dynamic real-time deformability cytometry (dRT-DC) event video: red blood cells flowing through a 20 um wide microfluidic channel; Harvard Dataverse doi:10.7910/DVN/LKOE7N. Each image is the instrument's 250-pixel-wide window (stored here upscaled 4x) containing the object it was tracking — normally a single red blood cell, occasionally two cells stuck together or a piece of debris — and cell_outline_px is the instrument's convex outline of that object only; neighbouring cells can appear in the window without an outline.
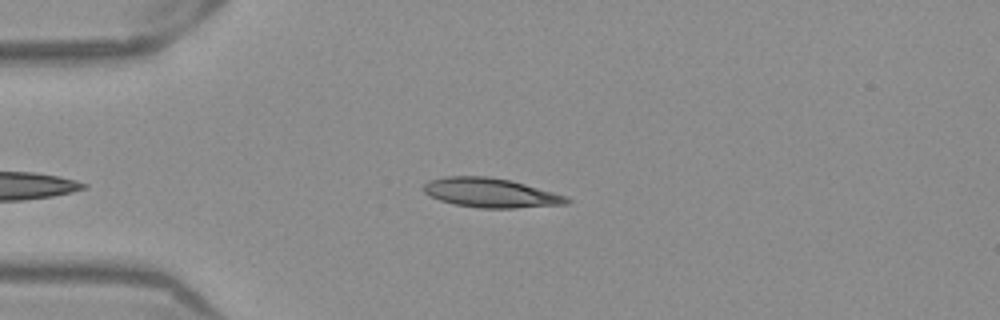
{"species": "Egyptian fruit bat (a non-hibernating species)", "species_latin": "Rousettus aegyptiacus", "temperature_condition": "warm", "stored_images_in_passage": 38, "camera_frame_rate_fps": 3000, "um_per_image_px": 0.085, "frame": {"image": 1, "passage_image": 3, "time_ms": 0.667, "image_size_px": [1000, 320], "cell_outline_px": [[572, 200], [568, 204], [516, 208], [480, 208], [456, 204], [440, 200], [424, 192], [424, 184], [428, 180], [444, 176], [488, 176], [512, 180], [568, 196]], "centroid_in_image_um": [41.75, 16.38], "position_along_channel_um": 43.2, "area_um2": 24.62}}
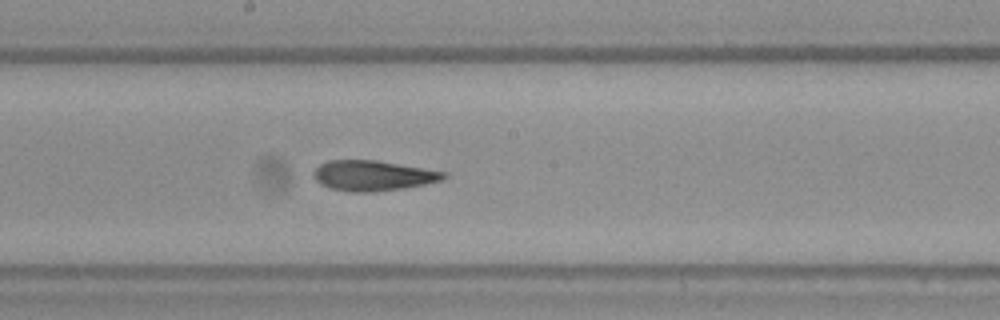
{"frame": {"image": 2, "passage_image": 18, "time_ms": 5.667, "image_size_px": [1000, 320], "cell_outline_px": [[448, 176], [444, 180], [404, 188], [372, 192], [352, 192], [328, 188], [320, 184], [312, 176], [312, 172], [320, 164], [328, 160], [376, 160], [448, 172]], "centroid_in_image_um": [31.7, 14.93], "position_along_channel_um": 216.5, "area_um2": 23.18}}
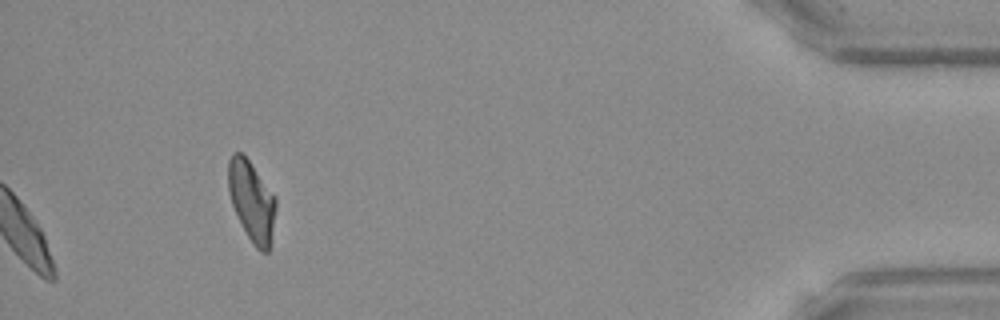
{"frame": {"image": 3, "passage_image": 38, "time_ms": 12.333, "image_size_px": [1000, 320], "cell_outline_px": [[276, 208], [268, 252], [260, 252], [256, 248], [248, 236], [232, 204], [228, 192], [228, 160], [232, 152], [240, 152], [248, 160], [276, 196]], "centroid_in_image_um": [21.39, 17.05], "position_along_channel_um": 413.8, "area_um2": 21.91}, "authors_computed_cell_mechanics": {"area_um2": 22.6287, "velocity_mm_per_s": 3.912, "shape_relaxation_time_tau1_ms": null, "shape_relaxation_time_tau2_ms": 2.6888, "deformation_change_tau1": null, "deformation_change_tau2": 0.0951}}